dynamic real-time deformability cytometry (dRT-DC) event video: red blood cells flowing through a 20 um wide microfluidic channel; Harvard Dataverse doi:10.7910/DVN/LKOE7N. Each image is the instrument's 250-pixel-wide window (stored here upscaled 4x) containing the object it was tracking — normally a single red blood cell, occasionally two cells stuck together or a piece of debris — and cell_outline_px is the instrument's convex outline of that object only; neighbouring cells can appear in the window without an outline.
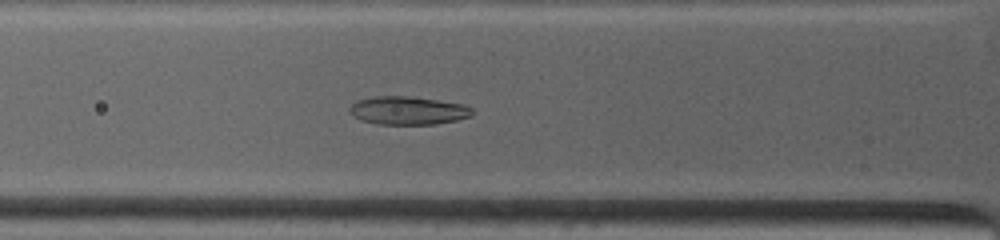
{"species": "common noctule bat (a hibernating species)", "species_latin": "Nyctalus noctula", "temperature_condition": "warm", "stored_images_in_passage": 10, "camera_frame_rate_fps": 4500, "um_per_image_px": 0.085, "animal": {"sex": "female", "body_mass_g": 19.0, "forearm_length_mm": 53.3}, "frame": {"image": 1, "passage_image": 6, "time_ms": 2.889, "image_size_px": [1000, 240], "cell_outline_px": [[472, 116], [456, 120], [436, 124], [376, 124], [360, 120], [352, 116], [348, 112], [348, 108], [356, 100], [376, 96], [404, 96], [468, 104], [472, 108]], "centroid_in_image_um": [34.65, 9.4], "position_along_channel_um": 91.1, "area_um2": 20.35}}
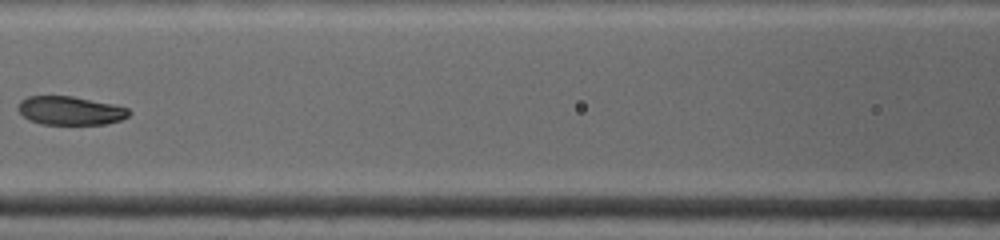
{"frame": {"image": 2, "passage_image": 9, "time_ms": 4.667, "image_size_px": [1000, 240], "cell_outline_px": [[132, 112], [128, 116], [120, 120], [104, 124], [40, 124], [28, 120], [16, 108], [20, 100], [28, 96], [72, 96], [112, 104], [128, 108]], "centroid_in_image_um": [5.94, 9.4], "position_along_channel_um": 160.7, "area_um2": 18.5}}